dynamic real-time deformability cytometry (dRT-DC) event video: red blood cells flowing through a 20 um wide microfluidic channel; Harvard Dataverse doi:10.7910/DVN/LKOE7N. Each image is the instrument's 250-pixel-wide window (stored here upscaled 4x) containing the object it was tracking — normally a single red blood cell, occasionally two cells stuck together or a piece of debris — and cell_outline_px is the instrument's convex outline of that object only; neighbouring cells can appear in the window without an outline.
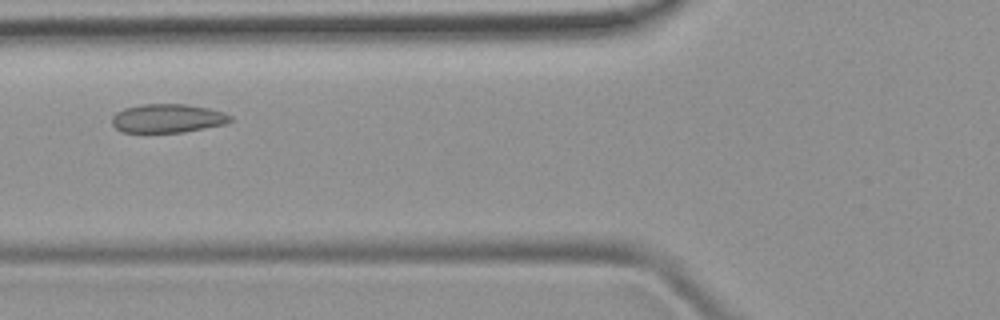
{"species": "common noctule bat (a hibernating species)", "species_latin": "Nyctalus noctula", "temperature_condition": "room temperature", "stored_images_in_passage": 6, "camera_frame_rate_fps": 3000, "um_per_image_px": 0.085, "animal": {"sex": "female", "body_mass_g": 19.9}, "frame": {"image": 1, "passage_image": 6, "time_ms": 6.333, "image_size_px": [1000, 320], "cell_outline_px": [[232, 120], [224, 124], [184, 132], [124, 132], [116, 128], [112, 124], [112, 116], [116, 112], [124, 108], [140, 104], [188, 104], [208, 108], [224, 112], [232, 116]], "centroid_in_image_um": [14.24, 10.05], "position_along_channel_um": 111.6, "area_um2": 19.83}}